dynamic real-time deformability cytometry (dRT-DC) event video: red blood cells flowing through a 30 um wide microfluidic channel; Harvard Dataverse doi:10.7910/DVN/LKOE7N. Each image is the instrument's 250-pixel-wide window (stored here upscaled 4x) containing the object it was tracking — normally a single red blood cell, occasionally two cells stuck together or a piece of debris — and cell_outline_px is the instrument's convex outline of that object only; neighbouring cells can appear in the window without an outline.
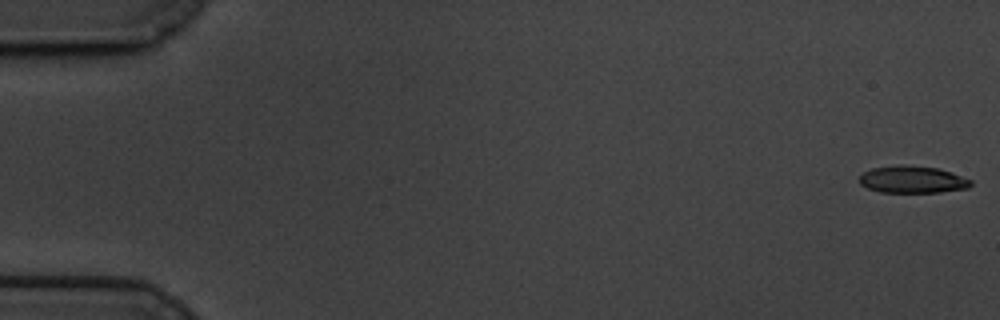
{"species": "common noctule bat (a hibernating species)", "species_latin": "Nyctalus noctula", "temperature_condition": "cold", "stored_images_in_passage": 60, "camera_frame_rate_fps": 3000, "um_per_image_px": 0.085, "animal": {"sex": "male", "body_mass_g": 19.5, "forearm_length_mm": 54.6}, "frame": {"image": 1, "passage_image": 1, "time_ms": 0.0, "image_size_px": [1000, 320], "cell_outline_px": [[972, 184], [968, 188], [940, 192], [880, 192], [868, 188], [860, 184], [860, 176], [864, 172], [872, 168], [904, 164], [936, 168], [972, 180]], "centroid_in_image_um": [77.54, 15.26], "position_along_channel_um": 7.5, "area_um2": 17.4}}
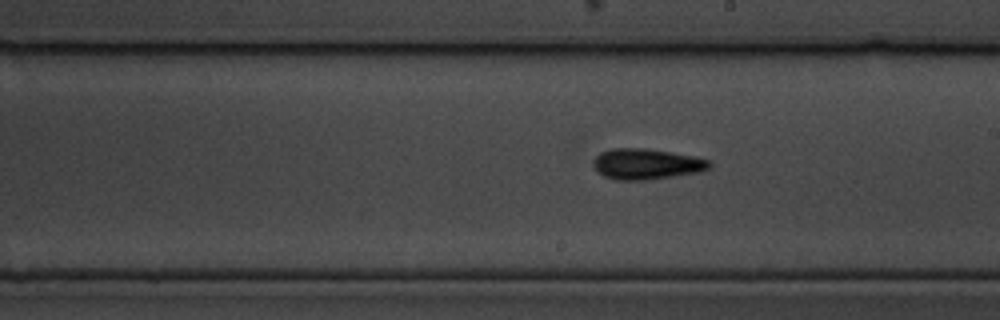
{"frame": {"image": 2, "passage_image": 34, "time_ms": 11.0, "image_size_px": [1000, 320], "cell_outline_px": [[712, 164], [708, 168], [700, 172], [644, 180], [616, 180], [604, 176], [592, 164], [592, 160], [600, 152], [612, 148], [644, 148], [672, 152], [696, 156], [708, 160]], "centroid_in_image_um": [54.94, 13.93], "position_along_channel_um": 234.1, "area_um2": 20.75}}
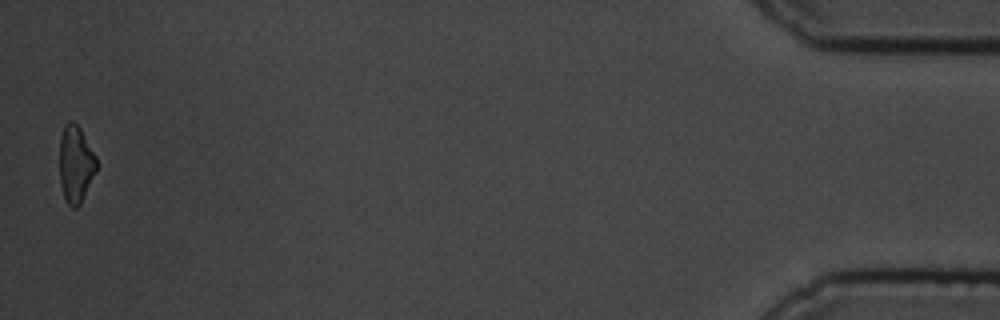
{"frame": {"image": 3, "passage_image": 59, "time_ms": 19.333, "image_size_px": [1000, 320], "cell_outline_px": [[96, 172], [80, 204], [76, 208], [72, 208], [64, 200], [60, 184], [60, 136], [64, 124], [68, 120], [72, 120], [80, 128], [96, 156]], "centroid_in_image_um": [6.42, 13.95], "position_along_channel_um": 428.8, "area_um2": 16.7}, "authors_computed_cell_mechanics": {"area_um2": 18.4671, "velocity_mm_per_s": 3.3961, "shape_relaxation_time_tau1_ms": null, "shape_relaxation_time_tau2_ms": 6.0609, "deformation_change_tau1": null, "deformation_change_tau2": 0.1458}}